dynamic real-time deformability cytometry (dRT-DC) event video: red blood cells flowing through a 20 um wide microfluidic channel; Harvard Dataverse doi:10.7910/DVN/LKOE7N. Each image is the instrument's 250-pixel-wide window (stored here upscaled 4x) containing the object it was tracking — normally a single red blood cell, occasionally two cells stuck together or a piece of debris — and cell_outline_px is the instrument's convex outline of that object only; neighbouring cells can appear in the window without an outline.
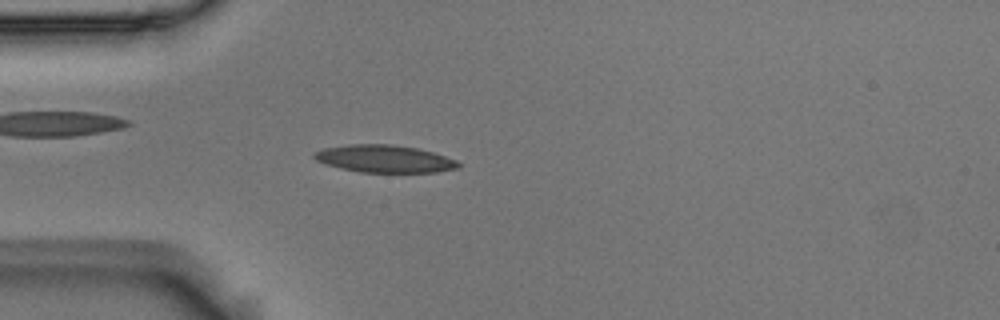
{"species": "Egyptian fruit bat (a non-hibernating species)", "species_latin": "Rousettus aegyptiacus", "temperature_condition": "room temperature", "stored_images_in_passage": 45, "camera_frame_rate_fps": 3000, "um_per_image_px": 0.085, "animal": {"sex": "male"}, "frame": {"image": 1, "passage_image": 6, "time_ms": 1.667, "image_size_px": [1000, 320], "cell_outline_px": [[460, 168], [436, 172], [360, 172], [328, 164], [316, 160], [312, 156], [312, 152], [324, 148], [348, 144], [392, 144], [416, 148], [432, 152], [456, 160], [460, 164]], "centroid_in_image_um": [32.68, 13.49], "position_along_channel_um": 52.3, "area_um2": 22.89}}
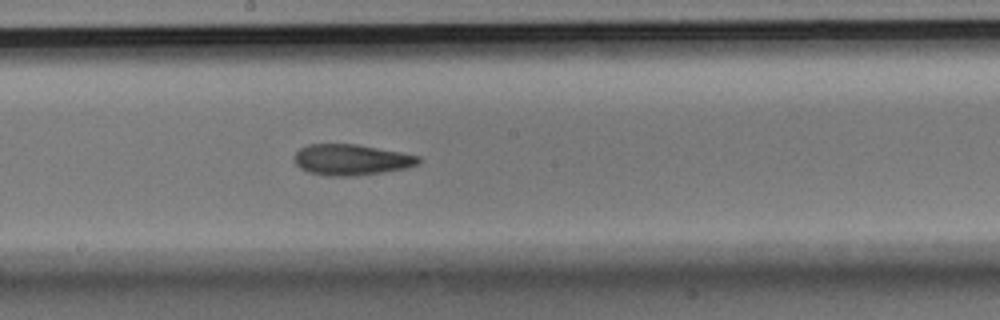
{"frame": {"image": 2, "passage_image": 20, "time_ms": 6.333, "image_size_px": [1000, 320], "cell_outline_px": [[420, 164], [408, 168], [384, 172], [352, 176], [328, 176], [308, 172], [300, 168], [296, 164], [292, 156], [300, 148], [308, 144], [356, 144], [400, 152], [420, 156]], "centroid_in_image_um": [29.85, 13.58], "position_along_channel_um": 218.3, "area_um2": 22.54}}
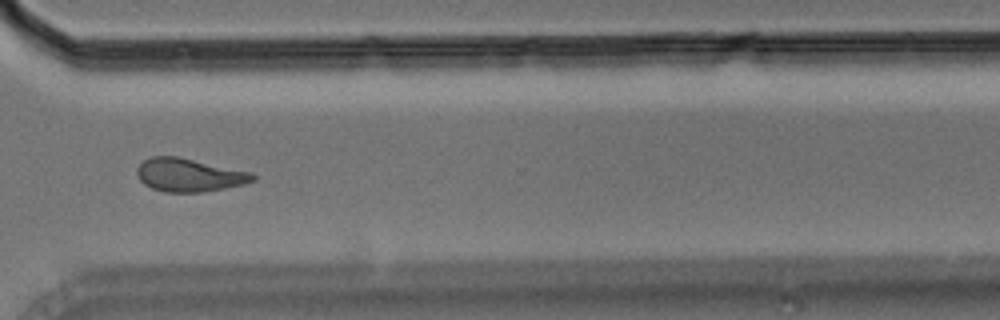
{"frame": {"image": 3, "passage_image": 31, "time_ms": 10.0, "image_size_px": [1000, 320], "cell_outline_px": [[256, 180], [244, 184], [204, 192], [164, 192], [152, 188], [144, 184], [136, 176], [136, 168], [144, 160], [152, 156], [176, 156], [252, 172], [256, 176]], "centroid_in_image_um": [16.07, 14.88], "position_along_channel_um": 354.5, "area_um2": 22.48}, "authors_computed_cell_mechanics": {"area_um2": 22.3108, "velocity_mm_per_s": 3.7215, "shape_relaxation_time_tau1_ms": null, "shape_relaxation_time_tau2_ms": 3.5713, "deformation_change_tau1": null, "deformation_change_tau2": 0.1133}}